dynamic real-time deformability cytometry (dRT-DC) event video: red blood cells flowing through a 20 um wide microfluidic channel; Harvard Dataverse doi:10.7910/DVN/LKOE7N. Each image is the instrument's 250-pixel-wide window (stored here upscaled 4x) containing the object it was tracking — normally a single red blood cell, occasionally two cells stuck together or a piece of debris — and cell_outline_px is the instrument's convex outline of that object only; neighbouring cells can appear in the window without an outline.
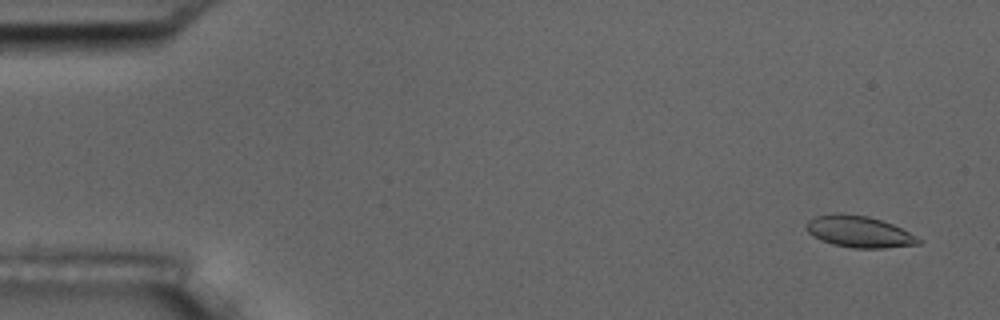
{"species": "common noctule bat (a hibernating species)", "species_latin": "Nyctalus noctula", "temperature_condition": "room temperature", "stored_images_in_passage": 55, "camera_frame_rate_fps": 3000, "um_per_image_px": 0.085, "animal": {"sex": "male", "body_mass_g": 17.5, "forearm_length_mm": 52.3}, "frame": {"image": 1, "passage_image": 3, "time_ms": 0.667, "image_size_px": [1000, 320], "cell_outline_px": [[924, 240], [920, 244], [884, 248], [852, 248], [832, 244], [820, 240], [808, 232], [804, 228], [804, 224], [808, 220], [816, 216], [836, 212], [840, 212], [868, 216], [892, 224]], "centroid_in_image_um": [72.98, 19.69], "position_along_channel_um": 12.0, "area_um2": 20.81}}
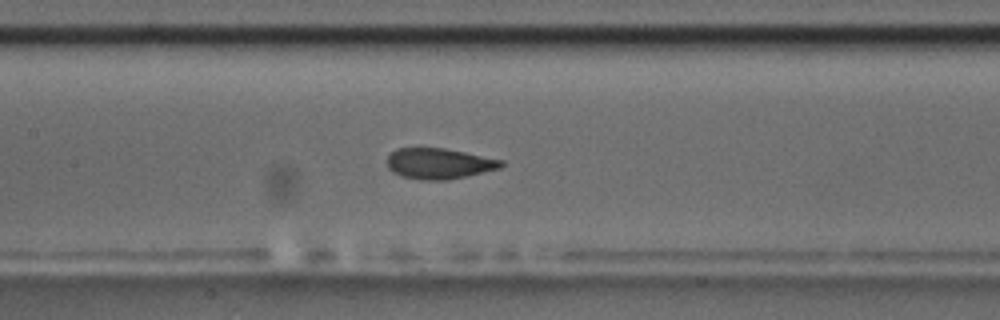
{"frame": {"image": 2, "passage_image": 26, "time_ms": 8.333, "image_size_px": [1000, 320], "cell_outline_px": [[504, 164], [500, 168], [448, 180], [420, 180], [400, 176], [392, 172], [388, 168], [388, 156], [396, 148], [444, 148], [504, 160]], "centroid_in_image_um": [37.3, 13.91], "position_along_channel_um": 170.1, "area_um2": 20.4}}
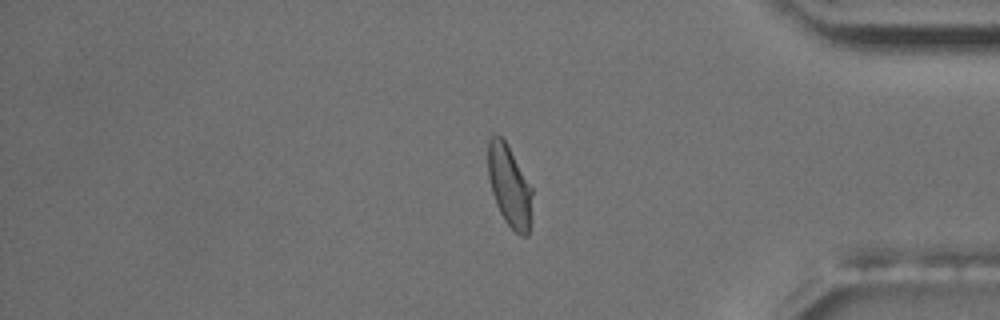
{"frame": {"image": 3, "passage_image": 46, "time_ms": 15.0, "image_size_px": [1000, 320], "cell_outline_px": [[532, 192], [528, 236], [520, 236], [504, 220], [496, 204], [492, 192], [488, 176], [488, 140], [492, 136], [500, 136], [504, 140], [532, 188]], "centroid_in_image_um": [43.28, 15.83], "position_along_channel_um": 391.9, "area_um2": 20.46}, "authors_computed_cell_mechanics": {"area_um2": 20.808, "velocity_mm_per_s": 3.676, "shape_relaxation_time_tau1_ms": 4.1614, "shape_relaxation_time_tau2_ms": null, "deformation_change_tau1": 0.1274, "deformation_change_tau2": null}}